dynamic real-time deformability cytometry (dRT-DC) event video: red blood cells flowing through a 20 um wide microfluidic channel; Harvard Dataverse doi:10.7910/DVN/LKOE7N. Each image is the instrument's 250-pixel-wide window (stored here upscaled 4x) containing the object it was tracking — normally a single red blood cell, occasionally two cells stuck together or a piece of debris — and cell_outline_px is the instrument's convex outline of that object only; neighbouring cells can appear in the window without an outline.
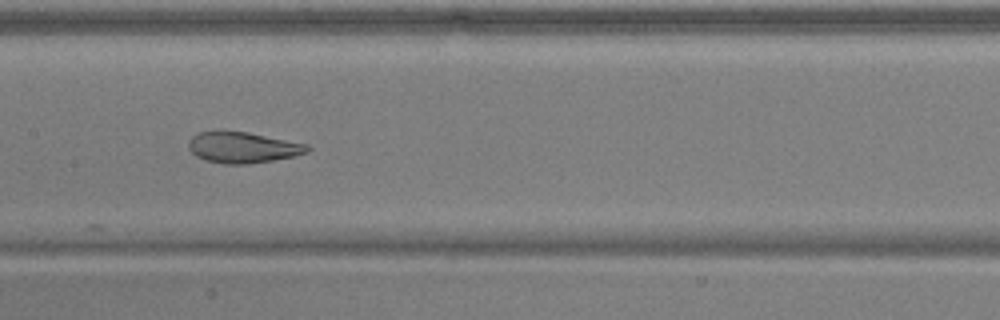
{"species": "common noctule bat (a hibernating species)", "species_latin": "Nyctalus noctula", "temperature_condition": "warm", "stored_images_in_passage": 16, "camera_frame_rate_fps": 3000, "um_per_image_px": 0.085, "animal": {"sex": "male", "body_mass_g": 17.9, "forearm_length_mm": 54.2}, "frame": {"image": 1, "passage_image": 11, "time_ms": 3.333, "image_size_px": [1000, 320], "cell_outline_px": [[312, 148], [308, 152], [296, 156], [248, 164], [224, 164], [204, 160], [196, 156], [188, 148], [188, 140], [192, 136], [200, 132], [248, 132], [308, 144]], "centroid_in_image_um": [20.66, 12.55], "position_along_channel_um": 186.7, "area_um2": 21.39}}